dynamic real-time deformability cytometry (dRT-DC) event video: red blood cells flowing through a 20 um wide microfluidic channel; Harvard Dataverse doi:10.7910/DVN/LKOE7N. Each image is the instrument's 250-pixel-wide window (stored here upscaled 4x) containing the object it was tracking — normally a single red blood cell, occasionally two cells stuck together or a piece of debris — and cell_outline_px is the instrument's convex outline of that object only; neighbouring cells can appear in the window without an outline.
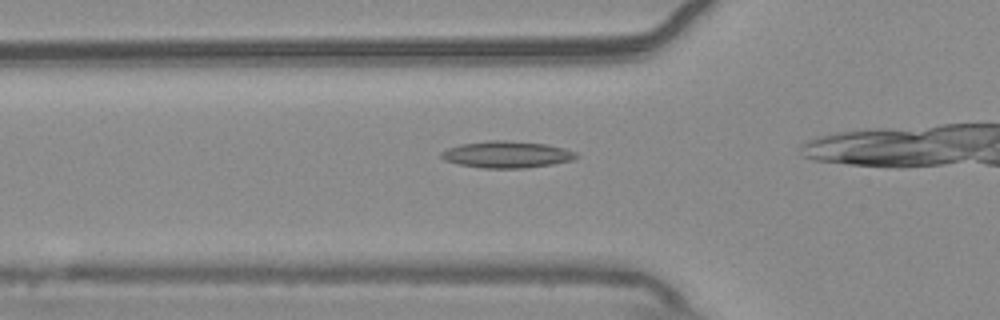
{"species": "common noctule bat (a hibernating species)", "species_latin": "Nyctalus noctula", "temperature_condition": "warm", "stored_images_in_passage": 28, "camera_frame_rate_fps": 3000, "um_per_image_px": 0.085, "animal": {"sex": "male", "body_mass_g": 20.4}, "frame": {"image": 1, "passage_image": 4, "time_ms": 1.0, "image_size_px": [1000, 320], "cell_outline_px": [[580, 156], [572, 160], [552, 164], [524, 168], [480, 168], [456, 164], [444, 160], [440, 156], [440, 152], [448, 148], [460, 144], [488, 140], [508, 140], [548, 144], [564, 148], [576, 152]], "centroid_in_image_um": [43.06, 13.13], "position_along_channel_um": 82.7, "area_um2": 21.27}}
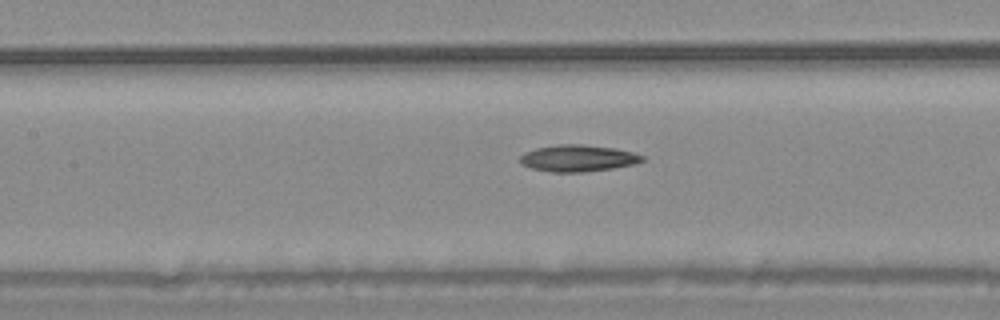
{"frame": {"image": 2, "passage_image": 10, "time_ms": 3.0, "image_size_px": [1000, 320], "cell_outline_px": [[644, 160], [632, 164], [612, 168], [584, 172], [552, 172], [532, 168], [520, 164], [520, 156], [524, 152], [536, 148], [556, 144], [584, 144], [612, 148], [632, 152], [644, 156]], "centroid_in_image_um": [49.08, 13.44], "position_along_channel_um": 158.3, "area_um2": 18.9}}
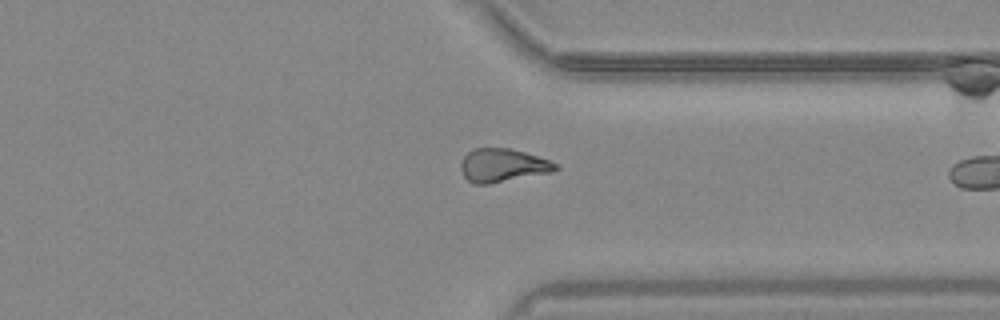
{"frame": {"image": 3, "passage_image": 27, "time_ms": 8.667, "image_size_px": [1000, 320], "cell_outline_px": [[560, 168], [552, 172], [488, 184], [472, 184], [464, 176], [460, 168], [460, 164], [464, 156], [472, 148], [508, 148], [524, 152], [548, 160], [556, 164]], "centroid_in_image_um": [42.69, 14.06], "position_along_channel_um": 368.7, "area_um2": 18.32}}